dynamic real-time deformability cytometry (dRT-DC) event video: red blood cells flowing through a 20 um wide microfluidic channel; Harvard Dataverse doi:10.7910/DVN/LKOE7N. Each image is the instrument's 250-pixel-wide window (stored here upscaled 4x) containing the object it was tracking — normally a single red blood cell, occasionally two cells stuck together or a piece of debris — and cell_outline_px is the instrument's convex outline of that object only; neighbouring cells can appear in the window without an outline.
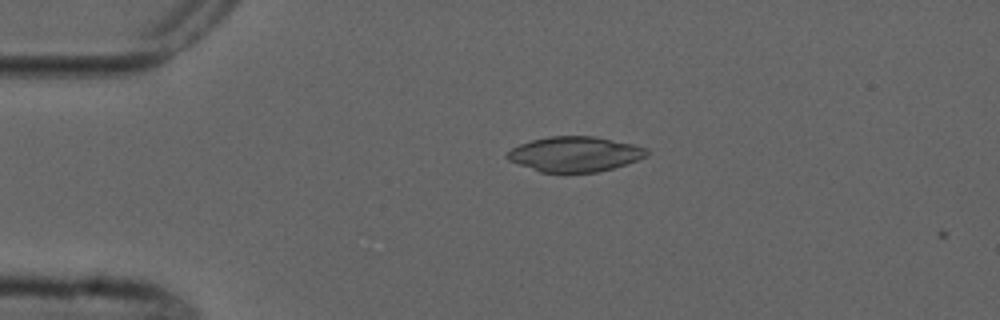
{"species": "common noctule bat (a hibernating species)", "species_latin": "Nyctalus noctula", "temperature_condition": "cold", "stored_images_in_passage": 2, "camera_frame_rate_fps": 3000, "um_per_image_px": 0.085, "animal": {"sex": "male", "forearm_length_mm": 52.5}, "frame": {"image": 1, "passage_image": 1, "time_ms": 0.0, "image_size_px": [1000, 320], "cell_outline_px": [[648, 156], [628, 164], [596, 172], [540, 172], [508, 160], [504, 156], [512, 148], [520, 144], [532, 140], [548, 136], [596, 136], [632, 144], [648, 148]], "centroid_in_image_um": [48.88, 13.09], "position_along_channel_um": 36.1, "area_um2": 28.55}}